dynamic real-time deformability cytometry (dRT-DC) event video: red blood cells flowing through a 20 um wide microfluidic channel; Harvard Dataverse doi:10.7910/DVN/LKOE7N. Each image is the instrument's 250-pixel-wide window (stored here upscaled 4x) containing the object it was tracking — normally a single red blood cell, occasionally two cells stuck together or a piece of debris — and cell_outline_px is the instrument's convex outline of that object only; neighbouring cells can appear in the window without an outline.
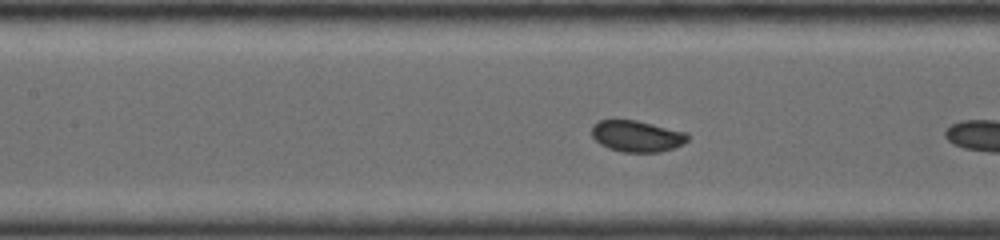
{"species": "common noctule bat (a hibernating species)", "species_latin": "Nyctalus noctula", "temperature_condition": "warm", "stored_images_in_passage": 42, "camera_frame_rate_fps": 4500, "um_per_image_px": 0.085, "animal": {"sex": "female", "body_mass_g": 19.0, "forearm_length_mm": 53.3}, "frame": {"image": 1, "passage_image": 11, "time_ms": 3.333, "image_size_px": [1000, 240], "cell_outline_px": [[688, 140], [684, 144], [676, 148], [660, 152], [624, 152], [608, 148], [600, 144], [592, 136], [592, 124], [600, 120], [636, 120], [688, 132]], "centroid_in_image_um": [54.17, 11.57], "position_along_channel_um": 153.2, "area_um2": 17.69}}
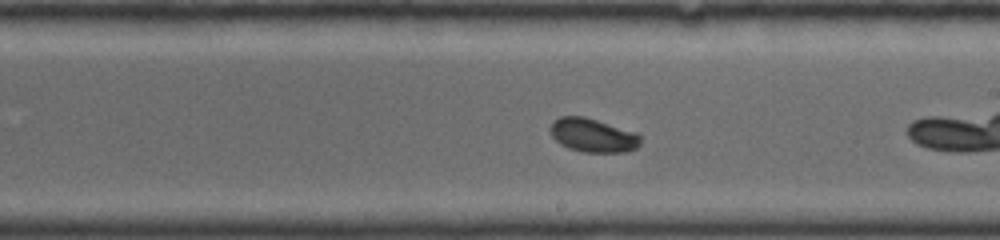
{"frame": {"image": 2, "passage_image": 21, "time_ms": 5.556, "image_size_px": [1000, 240], "cell_outline_px": [[640, 144], [636, 148], [624, 152], [584, 152], [568, 148], [560, 144], [552, 136], [552, 120], [560, 116], [584, 116], [636, 132], [640, 136]], "centroid_in_image_um": [50.4, 11.5], "position_along_channel_um": 238.6, "area_um2": 17.63}}
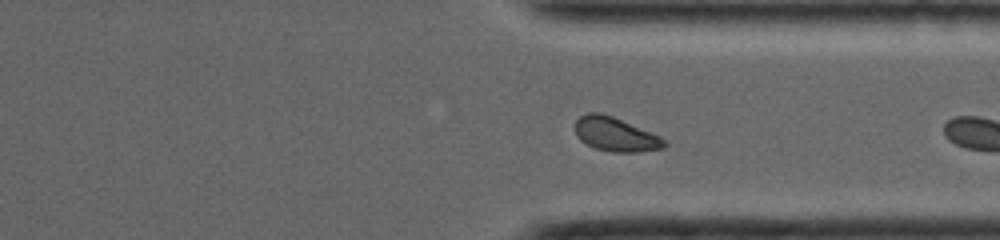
{"frame": {"image": 3, "passage_image": 33, "time_ms": 8.667, "image_size_px": [1000, 240], "cell_outline_px": [[668, 144], [664, 148], [636, 152], [612, 152], [596, 148], [580, 140], [576, 136], [576, 120], [580, 116], [588, 112], [600, 112], [612, 116], [660, 136]], "centroid_in_image_um": [52.31, 11.42], "position_along_channel_um": 359.1, "area_um2": 17.51}, "authors_computed_cell_mechanics": {"area_um2": 17.8313, "velocity_mm_per_s": 3.8518, "shape_relaxation_time_tau1_ms": 2.9659, "shape_relaxation_time_tau2_ms": null, "deformation_change_tau1": 0.0594, "deformation_change_tau2": null}}